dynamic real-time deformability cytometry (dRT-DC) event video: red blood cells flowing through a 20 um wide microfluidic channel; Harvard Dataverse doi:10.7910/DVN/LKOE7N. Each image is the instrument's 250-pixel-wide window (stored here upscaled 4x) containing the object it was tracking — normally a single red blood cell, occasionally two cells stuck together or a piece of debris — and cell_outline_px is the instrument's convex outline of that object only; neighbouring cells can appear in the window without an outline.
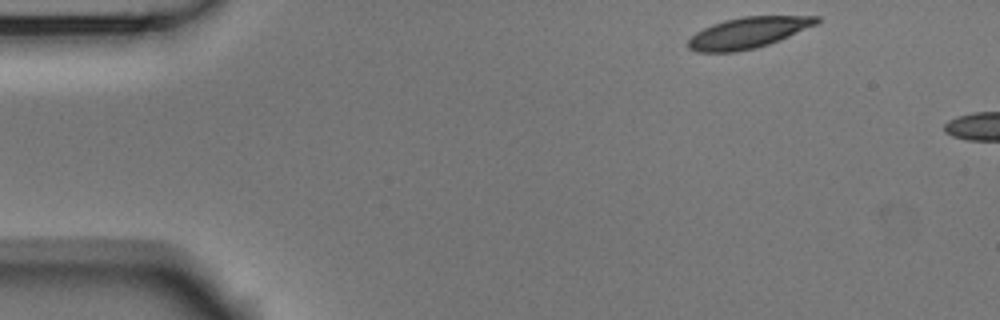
{"species": "Egyptian fruit bat (a non-hibernating species)", "species_latin": "Rousettus aegyptiacus", "temperature_condition": "room temperature", "stored_images_in_passage": 44, "camera_frame_rate_fps": 3000, "um_per_image_px": 0.085, "animal": {"sex": "male"}, "frame": {"image": 1, "passage_image": 1, "time_ms": 0.0, "image_size_px": [1000, 320], "cell_outline_px": [[820, 20], [816, 24], [788, 36], [768, 44], [756, 48], [736, 52], [696, 52], [688, 48], [688, 40], [696, 32], [712, 24], [724, 20], [744, 16], [820, 16]], "centroid_in_image_um": [63.55, 2.78], "position_along_channel_um": 21.4, "area_um2": 23.0}}
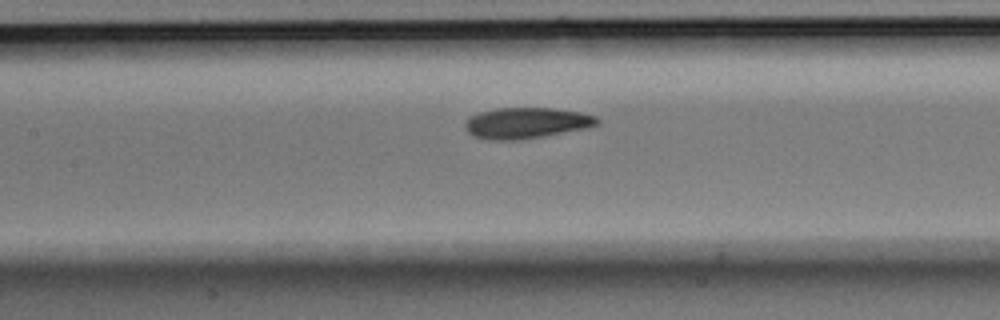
{"frame": {"image": 2, "passage_image": 19, "time_ms": 6.0, "image_size_px": [1000, 320], "cell_outline_px": [[600, 124], [584, 128], [520, 140], [492, 140], [476, 136], [468, 132], [464, 128], [464, 124], [468, 116], [480, 112], [496, 108], [552, 108], [580, 112], [596, 116], [600, 120]], "centroid_in_image_um": [44.71, 10.44], "position_along_channel_um": 162.7, "area_um2": 23.7}}
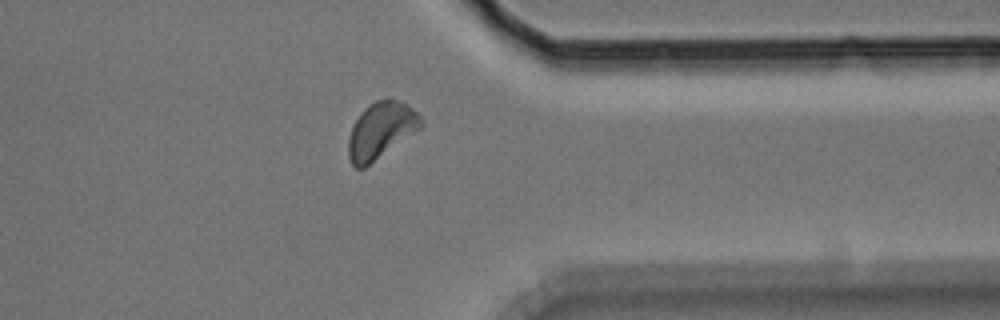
{"frame": {"image": 3, "passage_image": 37, "time_ms": 12.0, "image_size_px": [1000, 320], "cell_outline_px": [[424, 124], [420, 128], [364, 168], [356, 168], [352, 164], [348, 156], [348, 140], [352, 128], [360, 112], [368, 104], [376, 100], [388, 96], [408, 104], [424, 120]], "centroid_in_image_um": [32.38, 11.03], "position_along_channel_um": 379.0, "area_um2": 23.81}}